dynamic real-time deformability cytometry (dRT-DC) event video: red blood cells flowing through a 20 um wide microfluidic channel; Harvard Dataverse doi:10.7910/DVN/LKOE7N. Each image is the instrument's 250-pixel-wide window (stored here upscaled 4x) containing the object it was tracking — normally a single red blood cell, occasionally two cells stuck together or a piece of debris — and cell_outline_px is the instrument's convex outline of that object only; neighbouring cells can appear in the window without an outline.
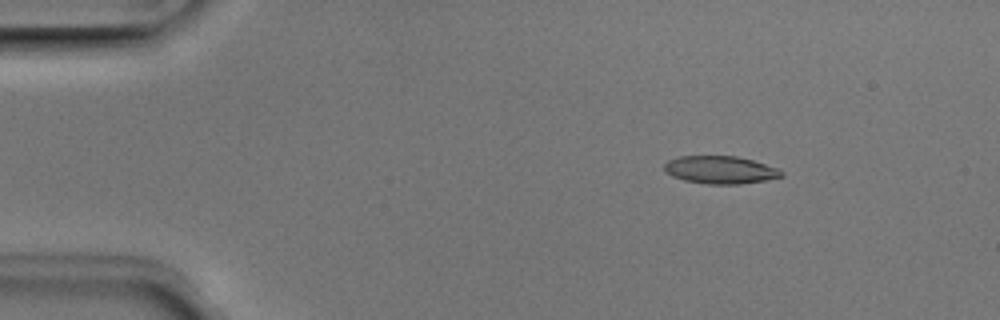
{"species": "Egyptian fruit bat (a non-hibernating species)", "species_latin": "Rousettus aegyptiacus", "temperature_condition": "room temperature", "stored_images_in_passage": 51, "camera_frame_rate_fps": 3000, "um_per_image_px": 0.085, "animal": {"sex": "male"}, "frame": {"image": 1, "passage_image": 8, "time_ms": 2.333, "image_size_px": [1000, 320], "cell_outline_px": [[784, 176], [764, 180], [740, 184], [708, 184], [684, 180], [672, 176], [664, 172], [664, 164], [668, 160], [680, 156], [736, 156], [752, 160], [780, 168], [784, 172]], "centroid_in_image_um": [61.23, 14.43], "position_along_channel_um": 23.8, "area_um2": 19.02}}
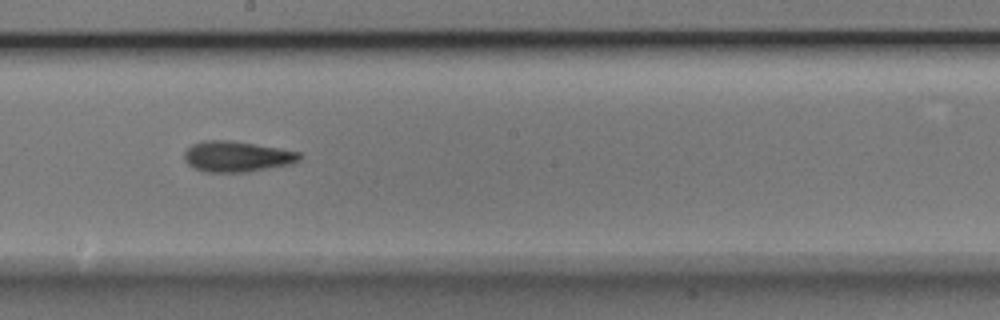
{"frame": {"image": 2, "passage_image": 29, "time_ms": 9.333, "image_size_px": [1000, 320], "cell_outline_px": [[300, 160], [292, 164], [248, 172], [204, 172], [188, 164], [184, 160], [184, 152], [192, 144], [204, 140], [232, 140], [280, 148], [300, 152]], "centroid_in_image_um": [20.14, 13.3], "position_along_channel_um": 228.1, "area_um2": 20.75}}
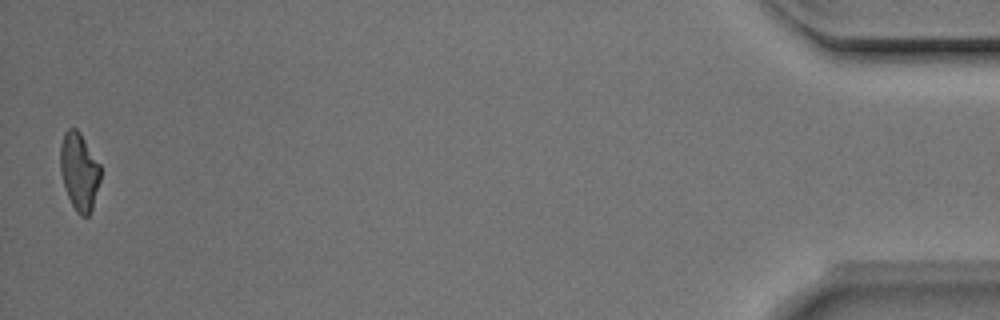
{"frame": {"image": 3, "passage_image": 51, "time_ms": 16.667, "image_size_px": [1000, 320], "cell_outline_px": [[100, 180], [92, 208], [88, 216], [80, 216], [76, 212], [68, 196], [60, 172], [60, 144], [64, 132], [68, 128], [76, 128], [80, 132], [100, 164]], "centroid_in_image_um": [6.72, 14.55], "position_along_channel_um": 428.5, "area_um2": 18.15}, "authors_computed_cell_mechanics": {"area_um2": 19.4786, "velocity_mm_per_s": 3.9876, "shape_relaxation_time_tau1_ms": 5.9246, "shape_relaxation_time_tau2_ms": 3.1888, "deformation_change_tau1": 0.1652, "deformation_change_tau2": 0.127}}